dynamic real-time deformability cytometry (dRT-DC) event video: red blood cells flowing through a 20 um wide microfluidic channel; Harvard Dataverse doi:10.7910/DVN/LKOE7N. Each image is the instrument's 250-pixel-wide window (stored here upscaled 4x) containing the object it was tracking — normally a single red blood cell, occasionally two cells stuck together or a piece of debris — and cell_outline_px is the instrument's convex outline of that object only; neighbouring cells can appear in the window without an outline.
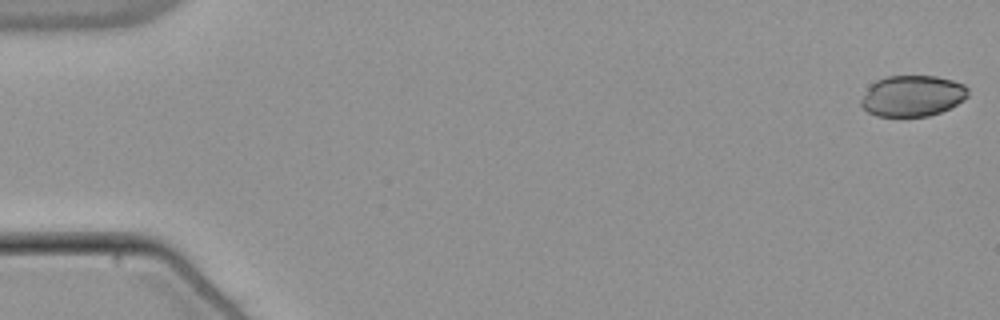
{"species": "common noctule bat (a hibernating species)", "species_latin": "Nyctalus noctula", "temperature_condition": "warm", "stored_images_in_passage": 54, "camera_frame_rate_fps": 3000, "um_per_image_px": 0.085, "animal": {"sex": "male", "body_mass_g": 21.5, "forearm_length_mm": 52.0}, "frame": {"image": 1, "passage_image": 1, "time_ms": 0.0, "image_size_px": [1000, 320], "cell_outline_px": [[968, 96], [964, 100], [940, 112], [928, 116], [876, 116], [868, 112], [860, 104], [860, 100], [868, 88], [876, 80], [888, 76], [936, 76], [952, 80], [964, 84], [968, 88]], "centroid_in_image_um": [77.56, 8.15], "position_along_channel_um": 7.4, "area_um2": 25.49}}
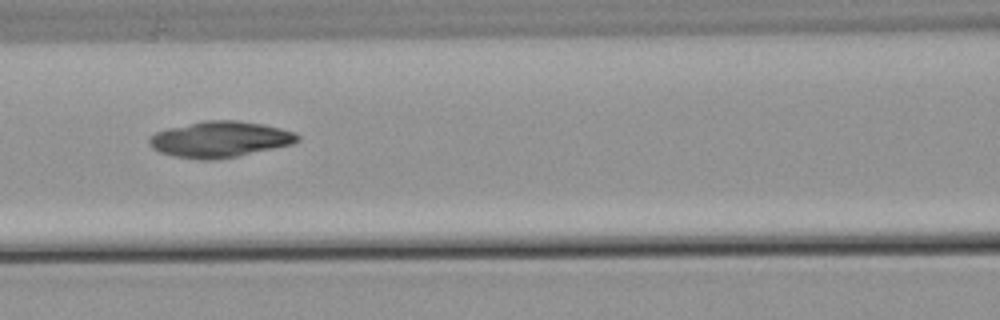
{"frame": {"image": 2, "passage_image": 24, "time_ms": 7.667, "image_size_px": [1000, 320], "cell_outline_px": [[300, 140], [292, 144], [236, 156], [216, 160], [200, 160], [172, 156], [160, 152], [152, 148], [148, 144], [148, 140], [156, 132], [168, 128], [204, 120], [236, 120], [264, 124], [296, 132], [300, 136]], "centroid_in_image_um": [18.69, 11.84], "position_along_channel_um": 147.9, "area_um2": 31.15}}
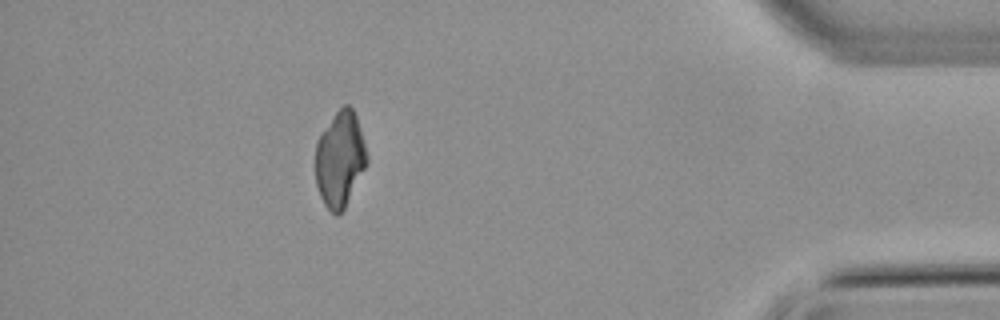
{"frame": {"image": 3, "passage_image": 48, "time_ms": 15.667, "image_size_px": [1000, 320], "cell_outline_px": [[368, 164], [344, 208], [336, 216], [324, 204], [320, 196], [316, 184], [316, 140], [336, 112], [344, 104], [348, 104], [352, 108], [356, 116], [368, 156]], "centroid_in_image_um": [28.9, 13.53], "position_along_channel_um": 406.3, "area_um2": 28.44}}